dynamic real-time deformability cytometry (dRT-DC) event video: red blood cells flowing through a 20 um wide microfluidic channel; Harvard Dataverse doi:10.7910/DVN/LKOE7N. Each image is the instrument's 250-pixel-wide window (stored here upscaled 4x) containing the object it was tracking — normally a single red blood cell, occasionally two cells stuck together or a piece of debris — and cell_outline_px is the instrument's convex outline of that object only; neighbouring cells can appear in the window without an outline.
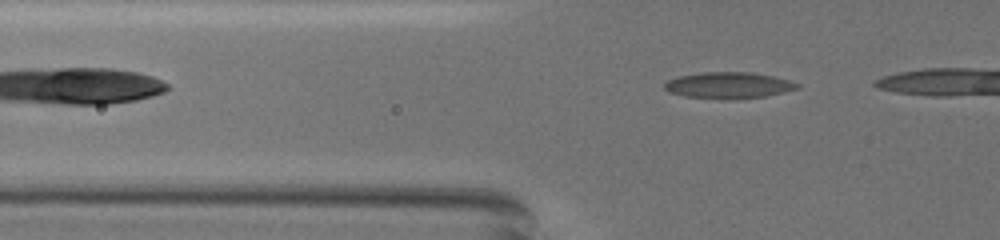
{"species": "common noctule bat (a hibernating species)", "species_latin": "Nyctalus noctula", "temperature_condition": "warm", "stored_images_in_passage": 32, "camera_frame_rate_fps": 3000, "um_per_image_px": 0.085, "animal": {"sex": "female", "body_mass_g": 19.5, "forearm_length_mm": 54.1}, "frame": {"image": 1, "passage_image": 3, "time_ms": 0.667, "image_size_px": [1000, 240], "cell_outline_px": [[800, 84], [796, 88], [764, 96], [684, 96], [672, 92], [664, 88], [664, 84], [668, 80], [680, 76], [700, 72], [748, 72], [772, 76], [788, 80]], "centroid_in_image_um": [61.89, 7.19], "position_along_channel_um": 63.9, "area_um2": 18.84}}
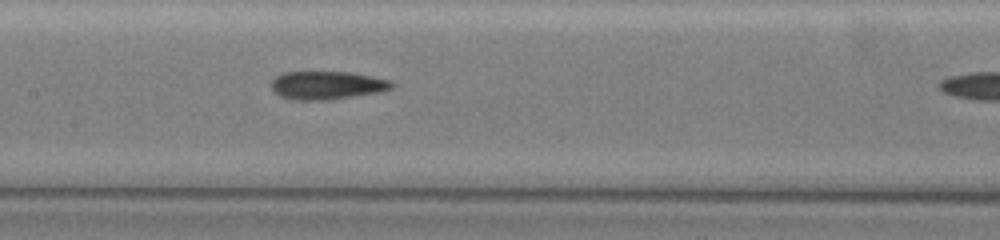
{"frame": {"image": 2, "passage_image": 13, "time_ms": 4.0, "image_size_px": [1000, 240], "cell_outline_px": [[396, 84], [392, 88], [380, 92], [332, 100], [292, 100], [280, 96], [272, 88], [272, 80], [276, 76], [284, 72], [348, 72], [372, 76], [392, 80]], "centroid_in_image_um": [27.84, 7.25], "position_along_channel_um": 179.6, "area_um2": 20.0}}
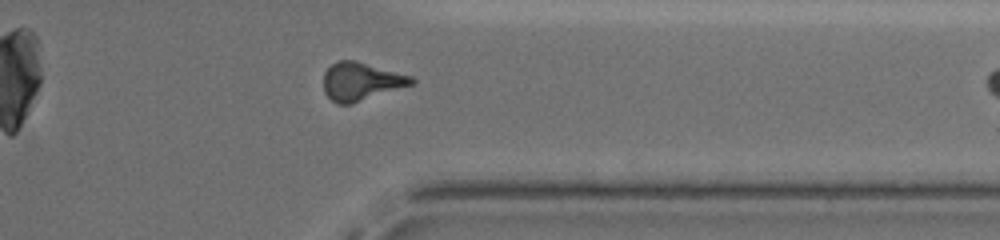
{"frame": {"image": 3, "passage_image": 29, "time_ms": 9.333, "image_size_px": [1000, 240], "cell_outline_px": [[416, 80], [412, 84], [352, 104], [336, 104], [324, 92], [324, 72], [336, 60], [356, 60], [412, 76]], "centroid_in_image_um": [30.67, 6.91], "position_along_channel_um": 380.7, "area_um2": 19.48}}